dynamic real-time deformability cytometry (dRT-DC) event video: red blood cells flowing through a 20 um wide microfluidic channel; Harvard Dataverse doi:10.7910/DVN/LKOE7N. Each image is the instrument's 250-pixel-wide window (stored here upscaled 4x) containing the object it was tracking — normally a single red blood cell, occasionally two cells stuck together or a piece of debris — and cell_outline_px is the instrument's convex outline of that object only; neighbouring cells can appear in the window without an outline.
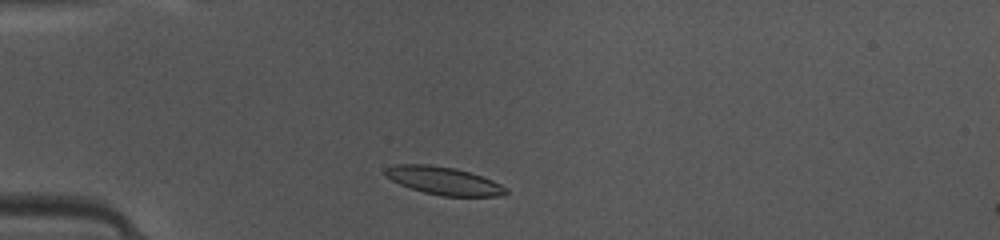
{"species": "common noctule bat (a hibernating species)", "species_latin": "Nyctalus noctula", "temperature_condition": "warm", "stored_images_in_passage": 39, "camera_frame_rate_fps": 3000, "um_per_image_px": 0.085, "animal": {"sex": "female", "body_mass_g": 10.0, "forearm_length_mm": 53.1}, "frame": {"image": 1, "passage_image": 4, "time_ms": 1.0, "image_size_px": [1000, 240], "cell_outline_px": [[508, 192], [500, 196], [444, 196], [424, 192], [400, 184], [384, 176], [384, 168], [396, 164], [428, 164], [456, 168], [492, 180], [508, 188]], "centroid_in_image_um": [37.69, 15.35], "position_along_channel_um": 47.3, "area_um2": 19.54}}
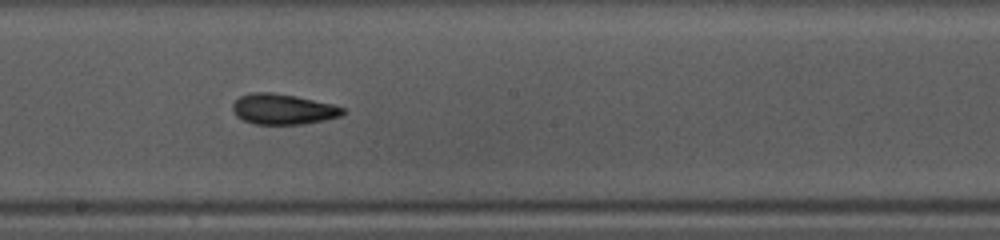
{"frame": {"image": 2, "passage_image": 18, "time_ms": 5.667, "image_size_px": [1000, 240], "cell_outline_px": [[344, 112], [340, 116], [324, 120], [304, 124], [256, 124], [244, 120], [236, 116], [232, 112], [232, 104], [240, 96], [252, 92], [272, 92], [296, 96], [332, 104], [344, 108]], "centroid_in_image_um": [24.02, 9.27], "position_along_channel_um": 224.2, "area_um2": 19.54}}
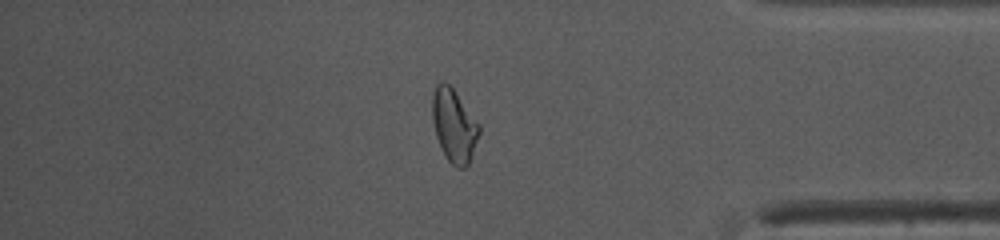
{"frame": {"image": 3, "passage_image": 32, "time_ms": 10.333, "image_size_px": [1000, 240], "cell_outline_px": [[480, 132], [472, 156], [468, 164], [464, 168], [456, 168], [448, 160], [436, 136], [432, 120], [432, 96], [436, 84], [440, 80], [444, 80], [452, 88], [480, 124]], "centroid_in_image_um": [38.59, 10.65], "position_along_channel_um": 396.6, "area_um2": 19.88}, "authors_computed_cell_mechanics": {"area_um2": 19.5364, "velocity_mm_per_s": 4.172, "shape_relaxation_time_tau1_ms": 4.7054, "shape_relaxation_time_tau2_ms": 1.7065, "deformation_change_tau1": 0.1797, "deformation_change_tau2": 0.0956}}